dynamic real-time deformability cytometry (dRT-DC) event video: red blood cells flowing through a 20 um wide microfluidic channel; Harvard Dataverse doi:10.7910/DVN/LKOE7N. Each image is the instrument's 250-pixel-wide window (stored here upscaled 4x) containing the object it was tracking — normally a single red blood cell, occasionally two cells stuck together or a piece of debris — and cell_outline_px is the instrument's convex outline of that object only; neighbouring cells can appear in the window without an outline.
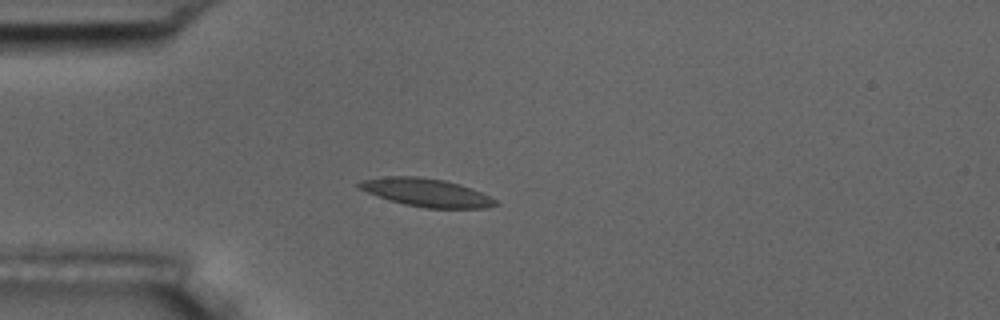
{"species": "common noctule bat (a hibernating species)", "species_latin": "Nyctalus noctula", "temperature_condition": "room temperature", "stored_images_in_passage": 3, "camera_frame_rate_fps": 3000, "um_per_image_px": 0.085, "animal": {"sex": "male", "body_mass_g": 17.5, "forearm_length_mm": 52.3}, "frame": {"image": 1, "passage_image": 3, "time_ms": 3.0, "image_size_px": [1000, 320], "cell_outline_px": [[500, 204], [488, 208], [424, 208], [404, 204], [388, 200], [356, 188], [356, 184], [360, 180], [384, 176], [416, 176], [444, 180], [460, 184], [480, 192], [496, 200]], "centroid_in_image_um": [36.19, 16.36], "position_along_channel_um": 48.8, "area_um2": 22.48}}